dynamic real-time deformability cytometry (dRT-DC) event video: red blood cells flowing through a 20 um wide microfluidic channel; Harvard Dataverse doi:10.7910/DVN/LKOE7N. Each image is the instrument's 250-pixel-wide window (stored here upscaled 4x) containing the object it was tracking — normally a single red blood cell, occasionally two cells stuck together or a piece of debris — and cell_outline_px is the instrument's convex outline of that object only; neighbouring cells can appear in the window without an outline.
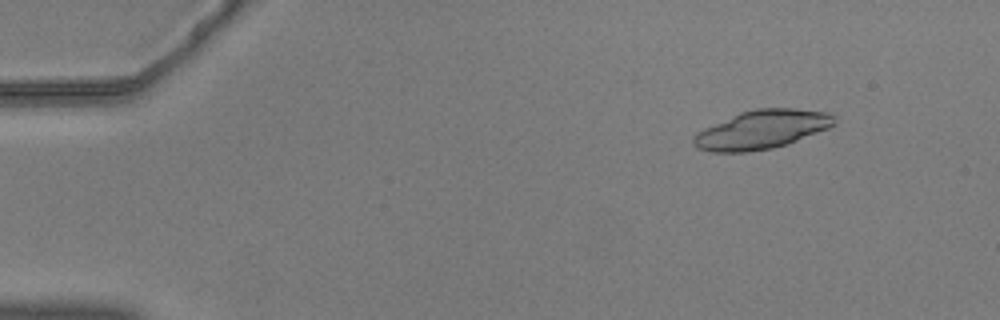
{"species": "common noctule bat (a hibernating species)", "species_latin": "Nyctalus noctula", "temperature_condition": "warm", "stored_images_in_passage": 22, "camera_frame_rate_fps": 3000, "um_per_image_px": 0.085, "animal": {"sex": "male", "body_mass_g": 20.5, "forearm_length_mm": 52.5}, "frame": {"image": 1, "passage_image": 7, "time_ms": 2.0, "image_size_px": [1000, 320], "cell_outline_px": [[836, 124], [828, 128], [788, 144], [772, 148], [748, 152], [712, 152], [696, 148], [692, 144], [692, 140], [696, 132], [704, 128], [740, 112], [756, 108], [796, 108], [828, 112], [836, 116]], "centroid_in_image_um": [64.76, 11.01], "position_along_channel_um": 20.2, "area_um2": 31.96}}